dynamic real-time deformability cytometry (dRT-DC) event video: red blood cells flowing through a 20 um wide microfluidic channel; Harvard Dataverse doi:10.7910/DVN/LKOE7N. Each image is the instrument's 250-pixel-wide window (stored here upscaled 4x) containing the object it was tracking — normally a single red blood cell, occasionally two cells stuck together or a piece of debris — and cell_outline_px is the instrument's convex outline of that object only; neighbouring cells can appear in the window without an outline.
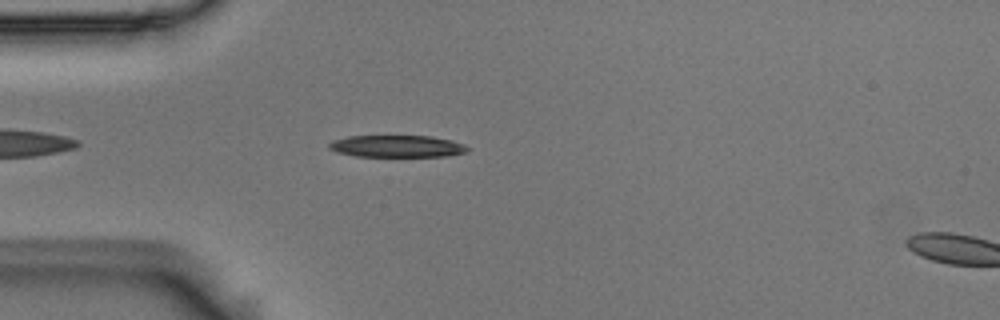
{"species": "Egyptian fruit bat (a non-hibernating species)", "species_latin": "Rousettus aegyptiacus", "temperature_condition": "room temperature", "stored_images_in_passage": 23, "camera_frame_rate_fps": 3000, "um_per_image_px": 0.085, "animal": {"sex": "male"}, "frame": {"image": 1, "passage_image": 5, "time_ms": 1.333, "image_size_px": [1000, 320], "cell_outline_px": [[468, 152], [448, 156], [356, 156], [340, 152], [328, 148], [328, 144], [332, 140], [348, 136], [432, 136], [452, 140], [464, 144], [468, 148]], "centroid_in_image_um": [33.77, 12.42], "position_along_channel_um": 51.2, "area_um2": 17.69}}
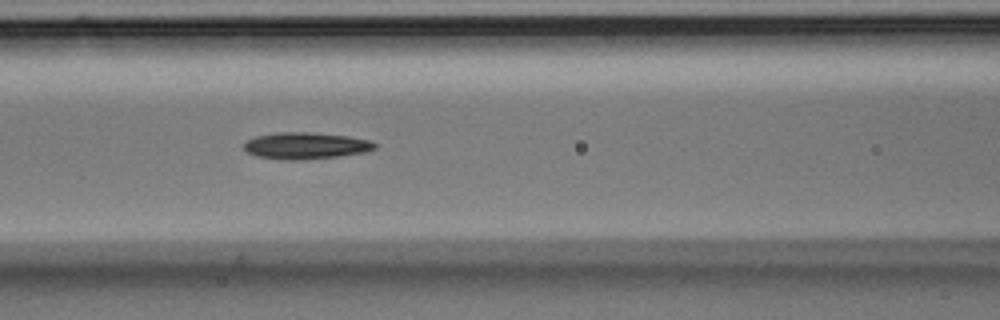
{"frame": {"image": 2, "passage_image": 13, "time_ms": 4.0, "image_size_px": [1000, 320], "cell_outline_px": [[376, 148], [364, 152], [336, 156], [304, 160], [284, 160], [256, 156], [248, 152], [244, 148], [244, 144], [248, 140], [256, 136], [280, 132], [308, 132], [348, 136], [372, 140], [376, 144]], "centroid_in_image_um": [26.0, 12.38], "position_along_channel_um": 140.6, "area_um2": 20.23}}
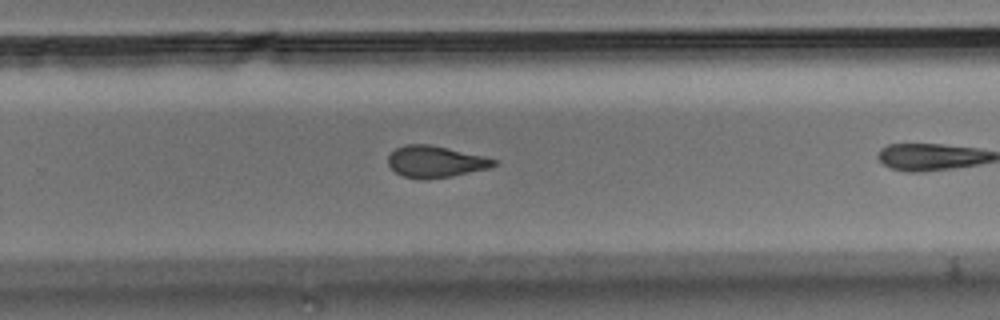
{"frame": {"image": 3, "passage_image": 22, "time_ms": 7.0, "image_size_px": [1000, 320], "cell_outline_px": [[496, 164], [488, 168], [452, 176], [424, 180], [420, 180], [404, 176], [396, 172], [388, 164], [388, 156], [396, 148], [404, 144], [428, 144], [448, 148], [484, 156], [496, 160]], "centroid_in_image_um": [36.98, 13.74], "position_along_channel_um": 292.8, "area_um2": 19.36}}